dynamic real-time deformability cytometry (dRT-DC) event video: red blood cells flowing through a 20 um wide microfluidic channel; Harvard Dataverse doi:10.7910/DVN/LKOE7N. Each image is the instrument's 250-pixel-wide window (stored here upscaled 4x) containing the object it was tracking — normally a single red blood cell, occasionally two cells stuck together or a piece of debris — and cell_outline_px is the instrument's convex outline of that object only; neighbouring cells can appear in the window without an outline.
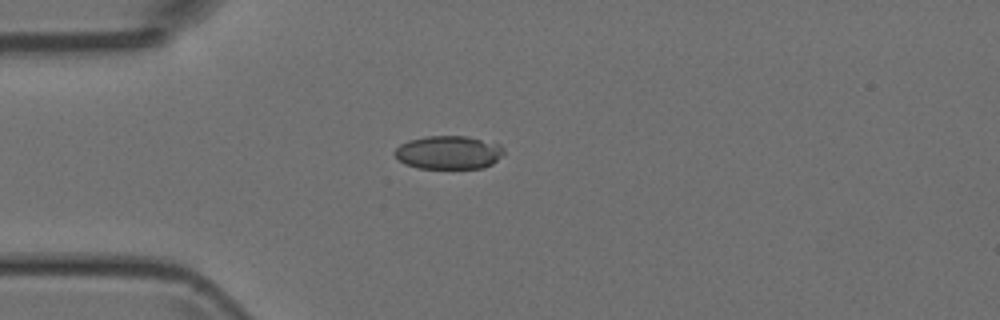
{"species": "Egyptian fruit bat (a non-hibernating species)", "species_latin": "Rousettus aegyptiacus", "temperature_condition": "room temperature", "stored_images_in_passage": 4, "camera_frame_rate_fps": 3000, "um_per_image_px": 0.085, "animal": {"sex": "female"}, "frame": {"image": 1, "passage_image": 3, "time_ms": 2.333, "image_size_px": [1000, 320], "cell_outline_px": [[504, 152], [492, 164], [484, 168], [420, 168], [404, 164], [392, 152], [400, 144], [408, 140], [428, 136], [464, 136], [500, 144], [504, 148]], "centroid_in_image_um": [38.11, 12.96], "position_along_channel_um": 46.9, "area_um2": 21.15}}